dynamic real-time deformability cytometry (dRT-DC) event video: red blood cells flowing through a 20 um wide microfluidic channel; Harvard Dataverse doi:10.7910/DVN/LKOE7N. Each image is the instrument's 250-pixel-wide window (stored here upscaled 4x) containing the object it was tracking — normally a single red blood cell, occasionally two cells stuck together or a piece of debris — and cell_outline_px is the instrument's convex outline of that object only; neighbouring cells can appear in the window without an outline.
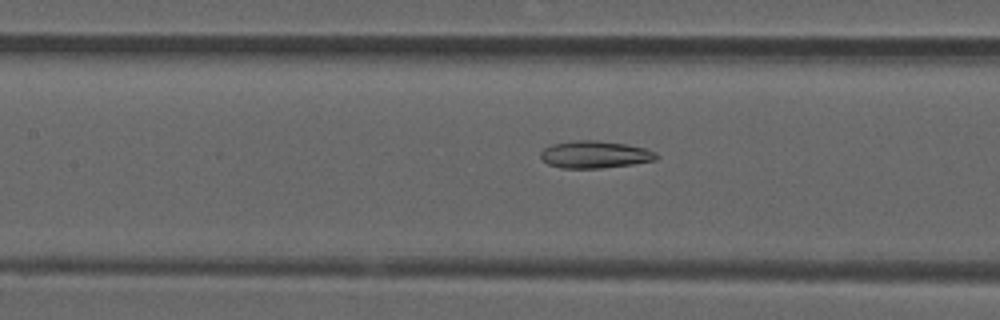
{"species": "common noctule bat (a hibernating species)", "species_latin": "Nyctalus noctula", "temperature_condition": "room temperature", "stored_images_in_passage": 43, "camera_frame_rate_fps": 3000, "um_per_image_px": 0.085, "animal": {"sex": "male", "forearm_length_mm": 52.5}, "frame": {"image": 1, "passage_image": 14, "time_ms": 4.333, "image_size_px": [1000, 320], "cell_outline_px": [[660, 156], [656, 160], [632, 164], [600, 168], [560, 168], [548, 164], [540, 156], [540, 152], [544, 148], [552, 144], [572, 140], [596, 140], [624, 144], [644, 148], [656, 152]], "centroid_in_image_um": [50.56, 13.13], "position_along_channel_um": 156.8, "area_um2": 18.38}}
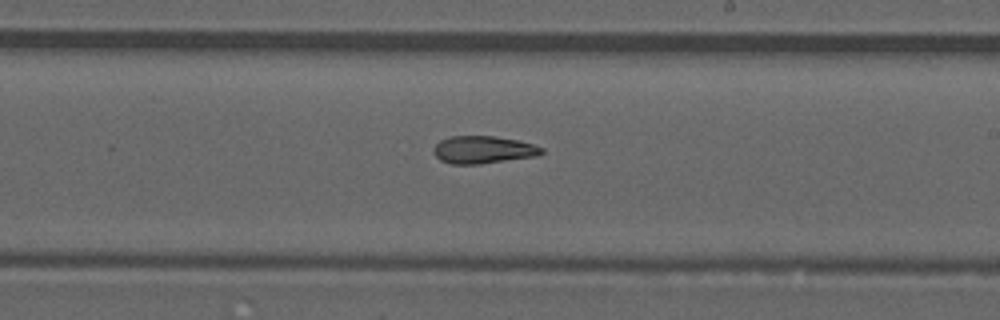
{"frame": {"image": 2, "passage_image": 21, "time_ms": 6.667, "image_size_px": [1000, 320], "cell_outline_px": [[544, 152], [536, 156], [480, 164], [452, 164], [440, 160], [432, 152], [432, 148], [440, 140], [452, 136], [496, 136], [516, 140], [532, 144], [544, 148]], "centroid_in_image_um": [41.04, 12.73], "position_along_channel_um": 248.0, "area_um2": 17.34}}
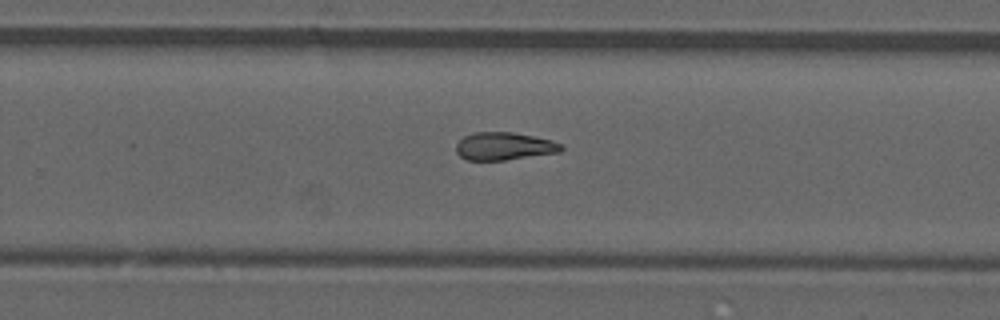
{"frame": {"image": 3, "passage_image": 24, "time_ms": 7.667, "image_size_px": [1000, 320], "cell_outline_px": [[564, 148], [560, 152], [504, 160], [468, 160], [460, 156], [456, 152], [456, 144], [464, 136], [476, 132], [512, 132], [552, 140], [564, 144]], "centroid_in_image_um": [42.87, 12.43], "position_along_channel_um": 286.9, "area_um2": 16.99}, "authors_computed_cell_mechanics": {"area_um2": 17.4556, "velocity_mm_per_s": 3.9224, "shape_relaxation_time_tau1_ms": null, "shape_relaxation_time_tau2_ms": 4.8629, "deformation_change_tau1": null, "deformation_change_tau2": 0.1303}}